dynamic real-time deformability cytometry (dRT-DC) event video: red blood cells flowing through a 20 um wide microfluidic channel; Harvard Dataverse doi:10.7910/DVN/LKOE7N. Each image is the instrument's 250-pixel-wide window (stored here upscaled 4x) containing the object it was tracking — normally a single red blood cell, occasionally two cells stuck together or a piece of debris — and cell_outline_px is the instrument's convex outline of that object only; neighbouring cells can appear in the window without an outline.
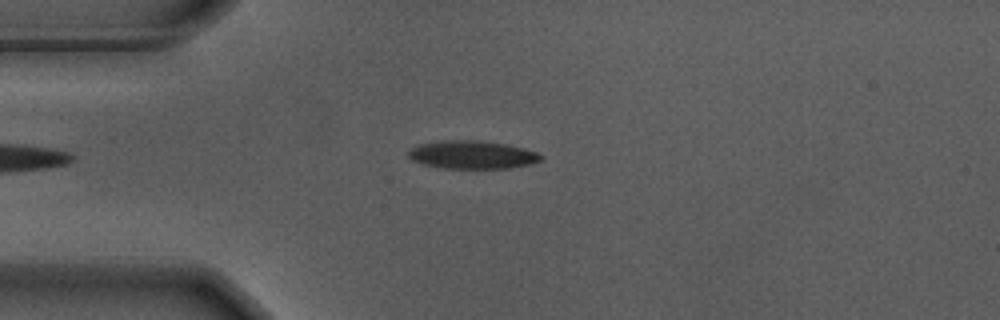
{"species": "Egyptian fruit bat (a non-hibernating species)", "species_latin": "Rousettus aegyptiacus", "temperature_condition": "warm", "stored_images_in_passage": 44, "camera_frame_rate_fps": 3000, "um_per_image_px": 0.085, "animal": {"sex": "male"}, "frame": {"image": 1, "passage_image": 10, "time_ms": 3.0, "image_size_px": [1000, 320], "cell_outline_px": [[544, 156], [540, 160], [528, 164], [508, 168], [440, 168], [424, 164], [412, 160], [408, 156], [408, 152], [412, 148], [420, 144], [440, 140], [476, 140], [504, 144], [524, 148], [536, 152]], "centroid_in_image_um": [40.11, 13.15], "position_along_channel_um": 44.9, "area_um2": 21.5}}
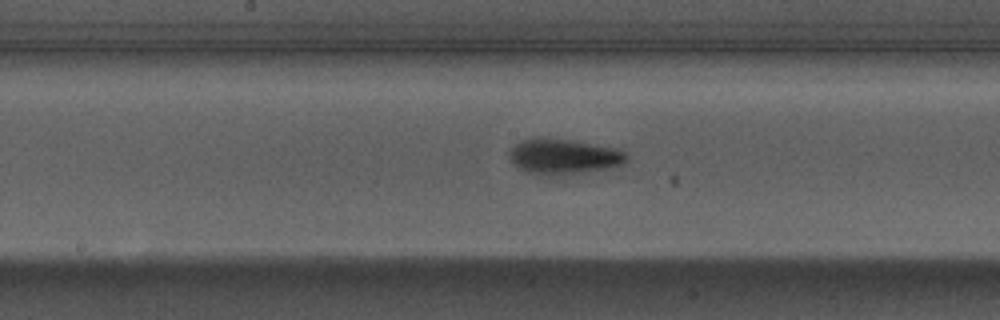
{"frame": {"image": 2, "passage_image": 24, "time_ms": 7.667, "image_size_px": [1000, 320], "cell_outline_px": [[628, 160], [620, 164], [608, 168], [560, 176], [540, 176], [524, 172], [508, 156], [512, 148], [520, 140], [532, 136], [544, 136], [620, 148], [628, 156]], "centroid_in_image_um": [47.88, 13.29], "position_along_channel_um": 200.3, "area_um2": 24.68}}
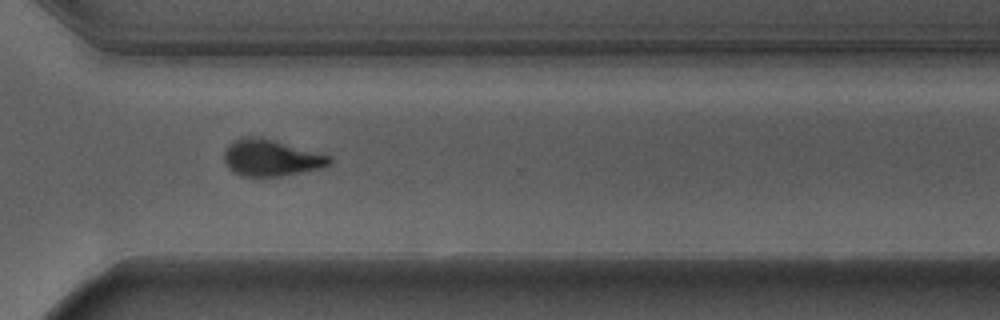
{"frame": {"image": 3, "passage_image": 36, "time_ms": 11.667, "image_size_px": [1000, 320], "cell_outline_px": [[332, 164], [320, 168], [280, 176], [240, 176], [232, 172], [228, 168], [224, 160], [224, 152], [236, 140], [248, 136], [256, 136], [272, 140], [332, 156]], "centroid_in_image_um": [23.05, 13.43], "position_along_channel_um": 347.6, "area_um2": 22.08}, "authors_computed_cell_mechanics": {"area_um2": 22.2241, "velocity_mm_per_s": 3.689, "shape_relaxation_time_tau1_ms": 3.3882, "shape_relaxation_time_tau2_ms": 2.3891, "deformation_change_tau1": 0.1741, "deformation_change_tau2": 0.0891}}